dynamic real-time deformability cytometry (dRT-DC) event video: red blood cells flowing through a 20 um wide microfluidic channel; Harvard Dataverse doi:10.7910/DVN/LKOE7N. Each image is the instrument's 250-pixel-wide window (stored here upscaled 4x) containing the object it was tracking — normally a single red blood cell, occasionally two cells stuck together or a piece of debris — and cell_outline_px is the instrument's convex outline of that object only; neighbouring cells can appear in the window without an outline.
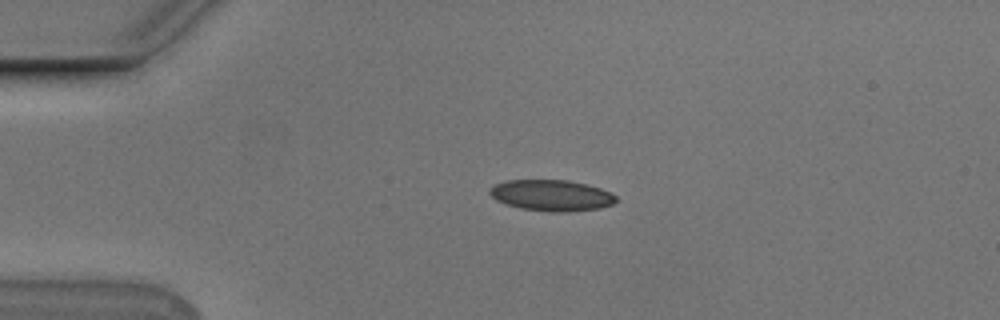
{"species": "Egyptian fruit bat (a non-hibernating species)", "species_latin": "Rousettus aegyptiacus", "temperature_condition": "cold", "stored_images_in_passage": 15, "camera_frame_rate_fps": 3000, "um_per_image_px": 0.085, "animal": {"sex": "male"}, "frame": {"image": 1, "passage_image": 1, "time_ms": 0.0, "image_size_px": [1000, 320], "cell_outline_px": [[616, 200], [612, 204], [600, 208], [568, 212], [552, 212], [520, 208], [504, 204], [496, 200], [488, 192], [496, 184], [508, 180], [568, 180], [600, 188], [616, 196]], "centroid_in_image_um": [46.86, 16.61], "position_along_channel_um": 38.1, "area_um2": 22.72}}
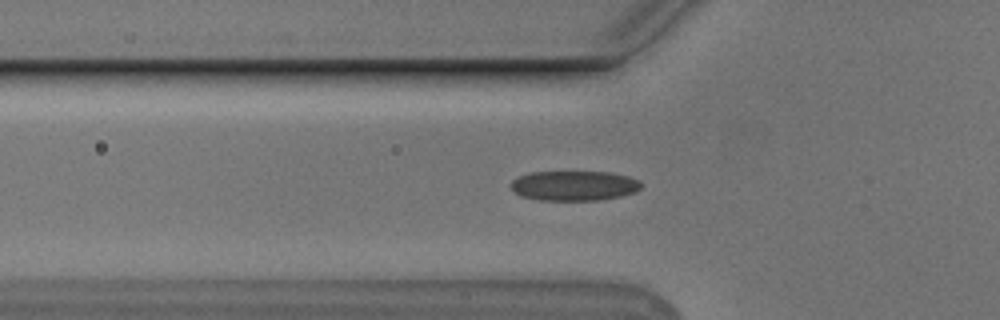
{"frame": {"image": 2, "passage_image": 7, "time_ms": 2.0, "image_size_px": [1000, 320], "cell_outline_px": [[640, 188], [636, 192], [620, 196], [600, 200], [540, 200], [520, 196], [508, 184], [512, 180], [520, 176], [532, 172], [608, 172], [628, 176], [640, 180]], "centroid_in_image_um": [48.79, 15.78], "position_along_channel_um": 77.0, "area_um2": 22.66}}
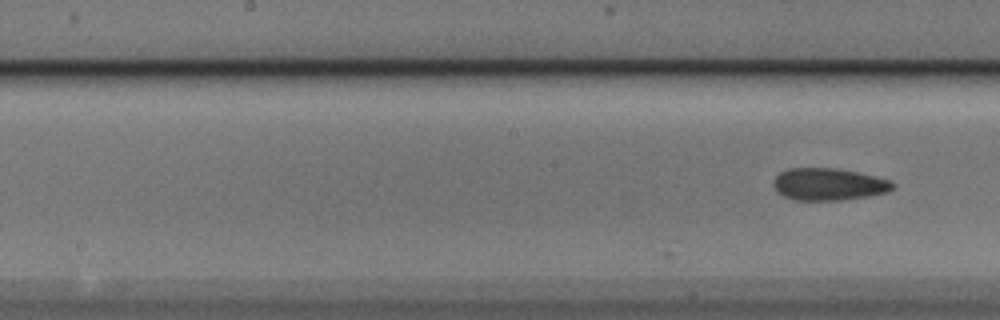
{"frame": {"image": 3, "passage_image": 15, "time_ms": 4.667, "image_size_px": [1000, 320], "cell_outline_px": [[896, 184], [888, 192], [868, 196], [840, 200], [796, 200], [784, 196], [776, 192], [772, 184], [772, 180], [780, 172], [788, 168], [836, 168], [876, 176], [888, 180]], "centroid_in_image_um": [70.39, 15.66], "position_along_channel_um": 177.8, "area_um2": 22.43}}